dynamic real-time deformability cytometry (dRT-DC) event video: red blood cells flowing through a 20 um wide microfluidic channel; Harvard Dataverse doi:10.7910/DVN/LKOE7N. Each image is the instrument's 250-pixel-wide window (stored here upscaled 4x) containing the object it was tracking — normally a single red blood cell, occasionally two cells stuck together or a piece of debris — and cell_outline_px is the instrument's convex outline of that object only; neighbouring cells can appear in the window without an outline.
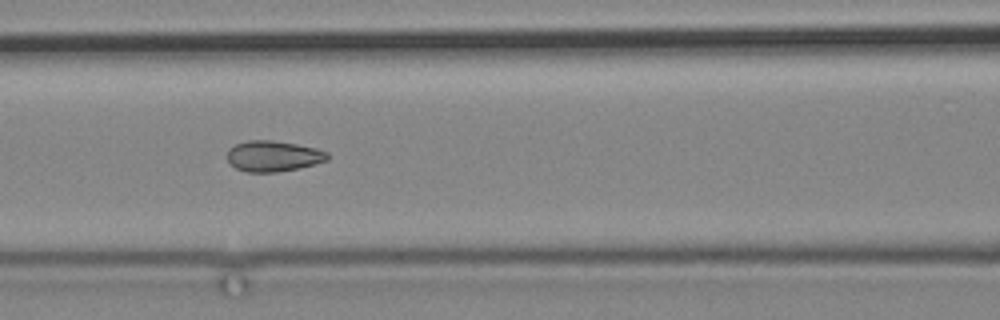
{"species": "common noctule bat (a hibernating species)", "species_latin": "Nyctalus noctula", "temperature_condition": "cold", "stored_images_in_passage": 5, "camera_frame_rate_fps": 3000, "um_per_image_px": 0.085, "animal": {"sex": "male", "body_mass_g": 19.2, "forearm_length_mm": 51.8}, "frame": {"image": 1, "passage_image": 5, "time_ms": 4.667, "image_size_px": [1000, 320], "cell_outline_px": [[328, 160], [316, 164], [276, 172], [248, 172], [236, 168], [228, 160], [228, 148], [236, 144], [248, 140], [272, 140], [296, 144], [316, 148], [328, 152]], "centroid_in_image_um": [23.23, 13.26], "position_along_channel_um": 143.4, "area_um2": 17.86}}